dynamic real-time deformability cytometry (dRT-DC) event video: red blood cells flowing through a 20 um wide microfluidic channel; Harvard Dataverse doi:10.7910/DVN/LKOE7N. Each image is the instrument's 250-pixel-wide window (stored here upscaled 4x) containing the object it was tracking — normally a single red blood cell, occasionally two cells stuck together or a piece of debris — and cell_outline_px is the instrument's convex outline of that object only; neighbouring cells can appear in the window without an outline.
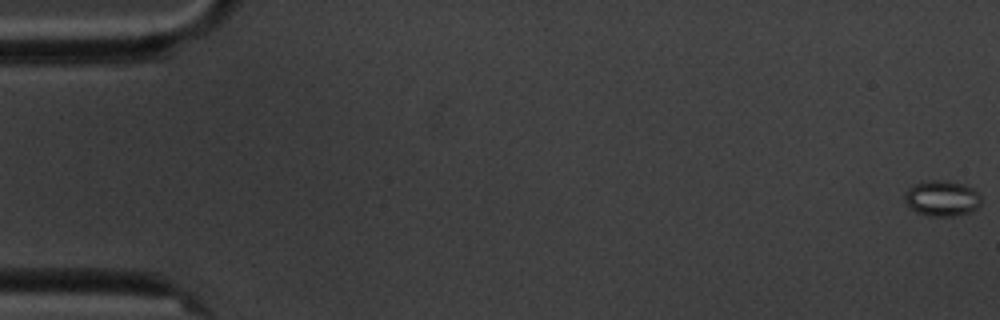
{"species": "common noctule bat (a hibernating species)", "species_latin": "Nyctalus noctula", "temperature_condition": "cold", "stored_images_in_passage": 5, "camera_frame_rate_fps": 3000, "um_per_image_px": 0.085, "animal": {"sex": "male", "body_mass_g": 20.1, "forearm_length_mm": 53.5}, "frame": {"image": 1, "passage_image": 1, "time_ms": 0.0, "image_size_px": [1000, 320], "cell_outline_px": [[980, 204], [972, 212], [956, 216], [932, 216], [916, 212], [904, 200], [904, 192], [908, 188], [924, 180], [948, 180], [964, 184], [972, 188], [980, 196]], "centroid_in_image_um": [80.06, 16.85], "position_along_channel_um": 4.9, "area_um2": 15.95}}
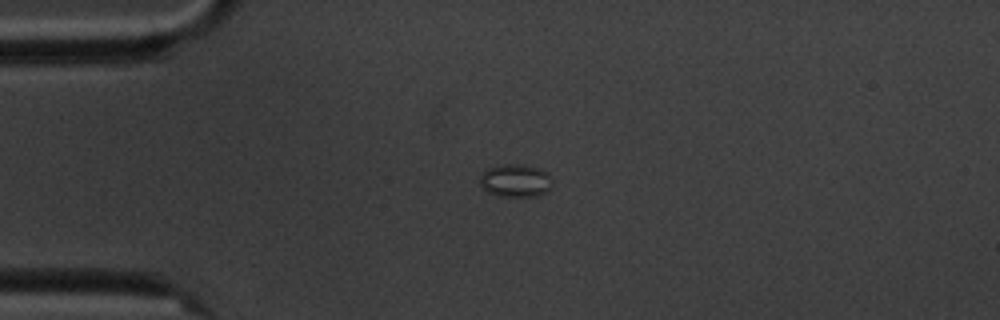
{"frame": {"image": 2, "passage_image": 5, "time_ms": 4.667, "image_size_px": [1000, 320], "cell_outline_px": [[552, 184], [544, 192], [536, 196], [496, 196], [488, 192], [480, 184], [480, 176], [488, 168], [504, 164], [524, 164], [540, 168], [552, 180]], "centroid_in_image_um": [43.79, 15.34], "position_along_channel_um": 41.2, "area_um2": 13.7}}